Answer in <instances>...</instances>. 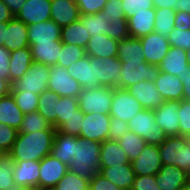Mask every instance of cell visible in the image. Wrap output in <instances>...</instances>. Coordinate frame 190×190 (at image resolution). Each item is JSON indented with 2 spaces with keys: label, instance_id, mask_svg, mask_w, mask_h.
Wrapping results in <instances>:
<instances>
[{
  "label": "cell",
  "instance_id": "cell-1",
  "mask_svg": "<svg viewBox=\"0 0 190 190\" xmlns=\"http://www.w3.org/2000/svg\"><path fill=\"white\" fill-rule=\"evenodd\" d=\"M79 21L86 28L91 38L107 35L120 41L130 37L121 0H108L102 11L92 15H80Z\"/></svg>",
  "mask_w": 190,
  "mask_h": 190
},
{
  "label": "cell",
  "instance_id": "cell-2",
  "mask_svg": "<svg viewBox=\"0 0 190 190\" xmlns=\"http://www.w3.org/2000/svg\"><path fill=\"white\" fill-rule=\"evenodd\" d=\"M56 130L38 132H18L16 140L9 152L16 161H41L49 155L53 146Z\"/></svg>",
  "mask_w": 190,
  "mask_h": 190
},
{
  "label": "cell",
  "instance_id": "cell-3",
  "mask_svg": "<svg viewBox=\"0 0 190 190\" xmlns=\"http://www.w3.org/2000/svg\"><path fill=\"white\" fill-rule=\"evenodd\" d=\"M101 143L78 137L75 144L74 159L69 164V170L90 180L99 173Z\"/></svg>",
  "mask_w": 190,
  "mask_h": 190
},
{
  "label": "cell",
  "instance_id": "cell-4",
  "mask_svg": "<svg viewBox=\"0 0 190 190\" xmlns=\"http://www.w3.org/2000/svg\"><path fill=\"white\" fill-rule=\"evenodd\" d=\"M162 165H173L190 172V138L167 136L159 145Z\"/></svg>",
  "mask_w": 190,
  "mask_h": 190
},
{
  "label": "cell",
  "instance_id": "cell-5",
  "mask_svg": "<svg viewBox=\"0 0 190 190\" xmlns=\"http://www.w3.org/2000/svg\"><path fill=\"white\" fill-rule=\"evenodd\" d=\"M131 132L142 137L147 144L160 145L167 135L156 123L153 110L143 109L127 122Z\"/></svg>",
  "mask_w": 190,
  "mask_h": 190
},
{
  "label": "cell",
  "instance_id": "cell-6",
  "mask_svg": "<svg viewBox=\"0 0 190 190\" xmlns=\"http://www.w3.org/2000/svg\"><path fill=\"white\" fill-rule=\"evenodd\" d=\"M113 99L112 87L85 88L78 96L80 110L84 113L110 114Z\"/></svg>",
  "mask_w": 190,
  "mask_h": 190
},
{
  "label": "cell",
  "instance_id": "cell-7",
  "mask_svg": "<svg viewBox=\"0 0 190 190\" xmlns=\"http://www.w3.org/2000/svg\"><path fill=\"white\" fill-rule=\"evenodd\" d=\"M49 78V66L33 61L25 74L11 84V91H27L40 95L48 89Z\"/></svg>",
  "mask_w": 190,
  "mask_h": 190
},
{
  "label": "cell",
  "instance_id": "cell-8",
  "mask_svg": "<svg viewBox=\"0 0 190 190\" xmlns=\"http://www.w3.org/2000/svg\"><path fill=\"white\" fill-rule=\"evenodd\" d=\"M50 78L48 80V90L56 92L60 97L78 98L83 88L75 80L65 67L51 65Z\"/></svg>",
  "mask_w": 190,
  "mask_h": 190
},
{
  "label": "cell",
  "instance_id": "cell-9",
  "mask_svg": "<svg viewBox=\"0 0 190 190\" xmlns=\"http://www.w3.org/2000/svg\"><path fill=\"white\" fill-rule=\"evenodd\" d=\"M90 62L94 64L95 80H99L101 86L120 88L122 64L118 57L90 56Z\"/></svg>",
  "mask_w": 190,
  "mask_h": 190
},
{
  "label": "cell",
  "instance_id": "cell-10",
  "mask_svg": "<svg viewBox=\"0 0 190 190\" xmlns=\"http://www.w3.org/2000/svg\"><path fill=\"white\" fill-rule=\"evenodd\" d=\"M122 74L120 88L127 89L141 81H154L160 72L159 66L148 64L145 61L121 63Z\"/></svg>",
  "mask_w": 190,
  "mask_h": 190
},
{
  "label": "cell",
  "instance_id": "cell-11",
  "mask_svg": "<svg viewBox=\"0 0 190 190\" xmlns=\"http://www.w3.org/2000/svg\"><path fill=\"white\" fill-rule=\"evenodd\" d=\"M143 106L133 97L127 89L113 88V99L111 103L110 116L129 122Z\"/></svg>",
  "mask_w": 190,
  "mask_h": 190
},
{
  "label": "cell",
  "instance_id": "cell-12",
  "mask_svg": "<svg viewBox=\"0 0 190 190\" xmlns=\"http://www.w3.org/2000/svg\"><path fill=\"white\" fill-rule=\"evenodd\" d=\"M110 120L109 114L93 112L84 114L79 137L102 143L108 139Z\"/></svg>",
  "mask_w": 190,
  "mask_h": 190
},
{
  "label": "cell",
  "instance_id": "cell-13",
  "mask_svg": "<svg viewBox=\"0 0 190 190\" xmlns=\"http://www.w3.org/2000/svg\"><path fill=\"white\" fill-rule=\"evenodd\" d=\"M179 106V100H168L157 109L153 110L156 123L167 136L180 135V123L178 116Z\"/></svg>",
  "mask_w": 190,
  "mask_h": 190
},
{
  "label": "cell",
  "instance_id": "cell-14",
  "mask_svg": "<svg viewBox=\"0 0 190 190\" xmlns=\"http://www.w3.org/2000/svg\"><path fill=\"white\" fill-rule=\"evenodd\" d=\"M69 171V166L54 158L51 154L40 161L38 189L53 188Z\"/></svg>",
  "mask_w": 190,
  "mask_h": 190
},
{
  "label": "cell",
  "instance_id": "cell-15",
  "mask_svg": "<svg viewBox=\"0 0 190 190\" xmlns=\"http://www.w3.org/2000/svg\"><path fill=\"white\" fill-rule=\"evenodd\" d=\"M144 49L143 59L146 63L158 66L170 48L166 36L152 32L139 38Z\"/></svg>",
  "mask_w": 190,
  "mask_h": 190
},
{
  "label": "cell",
  "instance_id": "cell-16",
  "mask_svg": "<svg viewBox=\"0 0 190 190\" xmlns=\"http://www.w3.org/2000/svg\"><path fill=\"white\" fill-rule=\"evenodd\" d=\"M130 163L136 176L156 175L162 167L159 146L147 144Z\"/></svg>",
  "mask_w": 190,
  "mask_h": 190
},
{
  "label": "cell",
  "instance_id": "cell-17",
  "mask_svg": "<svg viewBox=\"0 0 190 190\" xmlns=\"http://www.w3.org/2000/svg\"><path fill=\"white\" fill-rule=\"evenodd\" d=\"M27 26L51 20V0H26L14 16Z\"/></svg>",
  "mask_w": 190,
  "mask_h": 190
},
{
  "label": "cell",
  "instance_id": "cell-18",
  "mask_svg": "<svg viewBox=\"0 0 190 190\" xmlns=\"http://www.w3.org/2000/svg\"><path fill=\"white\" fill-rule=\"evenodd\" d=\"M127 91L147 110H155L165 102L152 81L135 83Z\"/></svg>",
  "mask_w": 190,
  "mask_h": 190
},
{
  "label": "cell",
  "instance_id": "cell-19",
  "mask_svg": "<svg viewBox=\"0 0 190 190\" xmlns=\"http://www.w3.org/2000/svg\"><path fill=\"white\" fill-rule=\"evenodd\" d=\"M3 46L10 52L29 47L27 25L15 17L12 18L4 30Z\"/></svg>",
  "mask_w": 190,
  "mask_h": 190
},
{
  "label": "cell",
  "instance_id": "cell-20",
  "mask_svg": "<svg viewBox=\"0 0 190 190\" xmlns=\"http://www.w3.org/2000/svg\"><path fill=\"white\" fill-rule=\"evenodd\" d=\"M40 161H16L13 179L17 184L29 190H37L39 182Z\"/></svg>",
  "mask_w": 190,
  "mask_h": 190
},
{
  "label": "cell",
  "instance_id": "cell-21",
  "mask_svg": "<svg viewBox=\"0 0 190 190\" xmlns=\"http://www.w3.org/2000/svg\"><path fill=\"white\" fill-rule=\"evenodd\" d=\"M27 29L29 45L61 41V27L53 20L28 25Z\"/></svg>",
  "mask_w": 190,
  "mask_h": 190
},
{
  "label": "cell",
  "instance_id": "cell-22",
  "mask_svg": "<svg viewBox=\"0 0 190 190\" xmlns=\"http://www.w3.org/2000/svg\"><path fill=\"white\" fill-rule=\"evenodd\" d=\"M67 71L83 89L101 87L99 80H95L94 64L90 62L89 55L73 63L67 68Z\"/></svg>",
  "mask_w": 190,
  "mask_h": 190
},
{
  "label": "cell",
  "instance_id": "cell-23",
  "mask_svg": "<svg viewBox=\"0 0 190 190\" xmlns=\"http://www.w3.org/2000/svg\"><path fill=\"white\" fill-rule=\"evenodd\" d=\"M158 66L161 72L176 75L181 80L187 72L188 55L184 49L170 46L167 55Z\"/></svg>",
  "mask_w": 190,
  "mask_h": 190
},
{
  "label": "cell",
  "instance_id": "cell-24",
  "mask_svg": "<svg viewBox=\"0 0 190 190\" xmlns=\"http://www.w3.org/2000/svg\"><path fill=\"white\" fill-rule=\"evenodd\" d=\"M99 173L122 190H131L136 177L131 163L114 167H100Z\"/></svg>",
  "mask_w": 190,
  "mask_h": 190
},
{
  "label": "cell",
  "instance_id": "cell-25",
  "mask_svg": "<svg viewBox=\"0 0 190 190\" xmlns=\"http://www.w3.org/2000/svg\"><path fill=\"white\" fill-rule=\"evenodd\" d=\"M155 176L160 190H180L187 185V172L173 165H162Z\"/></svg>",
  "mask_w": 190,
  "mask_h": 190
},
{
  "label": "cell",
  "instance_id": "cell-26",
  "mask_svg": "<svg viewBox=\"0 0 190 190\" xmlns=\"http://www.w3.org/2000/svg\"><path fill=\"white\" fill-rule=\"evenodd\" d=\"M153 82L165 101L183 100V83L176 75L160 71Z\"/></svg>",
  "mask_w": 190,
  "mask_h": 190
},
{
  "label": "cell",
  "instance_id": "cell-27",
  "mask_svg": "<svg viewBox=\"0 0 190 190\" xmlns=\"http://www.w3.org/2000/svg\"><path fill=\"white\" fill-rule=\"evenodd\" d=\"M155 16V9H148L128 18L130 37L140 38L154 32Z\"/></svg>",
  "mask_w": 190,
  "mask_h": 190
},
{
  "label": "cell",
  "instance_id": "cell-28",
  "mask_svg": "<svg viewBox=\"0 0 190 190\" xmlns=\"http://www.w3.org/2000/svg\"><path fill=\"white\" fill-rule=\"evenodd\" d=\"M77 141V136L66 135L56 130L50 154L54 158L60 160L61 162L69 166L71 160L74 159L75 144Z\"/></svg>",
  "mask_w": 190,
  "mask_h": 190
},
{
  "label": "cell",
  "instance_id": "cell-29",
  "mask_svg": "<svg viewBox=\"0 0 190 190\" xmlns=\"http://www.w3.org/2000/svg\"><path fill=\"white\" fill-rule=\"evenodd\" d=\"M80 11L76 3L67 0H51V20L63 27L79 20Z\"/></svg>",
  "mask_w": 190,
  "mask_h": 190
},
{
  "label": "cell",
  "instance_id": "cell-30",
  "mask_svg": "<svg viewBox=\"0 0 190 190\" xmlns=\"http://www.w3.org/2000/svg\"><path fill=\"white\" fill-rule=\"evenodd\" d=\"M129 163L127 154L119 145L118 141L107 139L101 143L100 167H114Z\"/></svg>",
  "mask_w": 190,
  "mask_h": 190
},
{
  "label": "cell",
  "instance_id": "cell-31",
  "mask_svg": "<svg viewBox=\"0 0 190 190\" xmlns=\"http://www.w3.org/2000/svg\"><path fill=\"white\" fill-rule=\"evenodd\" d=\"M32 60L47 66L56 65L60 57L62 42L38 43L29 45Z\"/></svg>",
  "mask_w": 190,
  "mask_h": 190
},
{
  "label": "cell",
  "instance_id": "cell-32",
  "mask_svg": "<svg viewBox=\"0 0 190 190\" xmlns=\"http://www.w3.org/2000/svg\"><path fill=\"white\" fill-rule=\"evenodd\" d=\"M118 41L108 37L107 35H99L89 39L86 46V55L97 58L117 57Z\"/></svg>",
  "mask_w": 190,
  "mask_h": 190
},
{
  "label": "cell",
  "instance_id": "cell-33",
  "mask_svg": "<svg viewBox=\"0 0 190 190\" xmlns=\"http://www.w3.org/2000/svg\"><path fill=\"white\" fill-rule=\"evenodd\" d=\"M117 51V57L120 59L121 63H143L145 61L143 59L144 49L139 38L128 37L121 39L118 41Z\"/></svg>",
  "mask_w": 190,
  "mask_h": 190
},
{
  "label": "cell",
  "instance_id": "cell-34",
  "mask_svg": "<svg viewBox=\"0 0 190 190\" xmlns=\"http://www.w3.org/2000/svg\"><path fill=\"white\" fill-rule=\"evenodd\" d=\"M24 113L19 109L11 94L0 98V123L20 129Z\"/></svg>",
  "mask_w": 190,
  "mask_h": 190
},
{
  "label": "cell",
  "instance_id": "cell-35",
  "mask_svg": "<svg viewBox=\"0 0 190 190\" xmlns=\"http://www.w3.org/2000/svg\"><path fill=\"white\" fill-rule=\"evenodd\" d=\"M32 62V54L29 47L12 51L9 63L10 84L21 78Z\"/></svg>",
  "mask_w": 190,
  "mask_h": 190
},
{
  "label": "cell",
  "instance_id": "cell-36",
  "mask_svg": "<svg viewBox=\"0 0 190 190\" xmlns=\"http://www.w3.org/2000/svg\"><path fill=\"white\" fill-rule=\"evenodd\" d=\"M90 35L79 20L61 27V42L73 44L86 49Z\"/></svg>",
  "mask_w": 190,
  "mask_h": 190
},
{
  "label": "cell",
  "instance_id": "cell-37",
  "mask_svg": "<svg viewBox=\"0 0 190 190\" xmlns=\"http://www.w3.org/2000/svg\"><path fill=\"white\" fill-rule=\"evenodd\" d=\"M59 95L50 90H45L39 95L38 112L57 130V100Z\"/></svg>",
  "mask_w": 190,
  "mask_h": 190
},
{
  "label": "cell",
  "instance_id": "cell-38",
  "mask_svg": "<svg viewBox=\"0 0 190 190\" xmlns=\"http://www.w3.org/2000/svg\"><path fill=\"white\" fill-rule=\"evenodd\" d=\"M84 117L77 98L59 97L57 100V129L68 119Z\"/></svg>",
  "mask_w": 190,
  "mask_h": 190
},
{
  "label": "cell",
  "instance_id": "cell-39",
  "mask_svg": "<svg viewBox=\"0 0 190 190\" xmlns=\"http://www.w3.org/2000/svg\"><path fill=\"white\" fill-rule=\"evenodd\" d=\"M118 143L127 154L130 162L135 160L147 145V142L142 137L131 131L123 135Z\"/></svg>",
  "mask_w": 190,
  "mask_h": 190
},
{
  "label": "cell",
  "instance_id": "cell-40",
  "mask_svg": "<svg viewBox=\"0 0 190 190\" xmlns=\"http://www.w3.org/2000/svg\"><path fill=\"white\" fill-rule=\"evenodd\" d=\"M154 32L168 37L174 29L176 11L170 8L155 9Z\"/></svg>",
  "mask_w": 190,
  "mask_h": 190
},
{
  "label": "cell",
  "instance_id": "cell-41",
  "mask_svg": "<svg viewBox=\"0 0 190 190\" xmlns=\"http://www.w3.org/2000/svg\"><path fill=\"white\" fill-rule=\"evenodd\" d=\"M41 130L56 129L38 111L24 114L23 121L18 132L32 133Z\"/></svg>",
  "mask_w": 190,
  "mask_h": 190
},
{
  "label": "cell",
  "instance_id": "cell-42",
  "mask_svg": "<svg viewBox=\"0 0 190 190\" xmlns=\"http://www.w3.org/2000/svg\"><path fill=\"white\" fill-rule=\"evenodd\" d=\"M89 185L90 180L69 170L51 190H89Z\"/></svg>",
  "mask_w": 190,
  "mask_h": 190
},
{
  "label": "cell",
  "instance_id": "cell-43",
  "mask_svg": "<svg viewBox=\"0 0 190 190\" xmlns=\"http://www.w3.org/2000/svg\"><path fill=\"white\" fill-rule=\"evenodd\" d=\"M14 168L15 160L10 153H5L0 157V190H8L16 184L13 179Z\"/></svg>",
  "mask_w": 190,
  "mask_h": 190
},
{
  "label": "cell",
  "instance_id": "cell-44",
  "mask_svg": "<svg viewBox=\"0 0 190 190\" xmlns=\"http://www.w3.org/2000/svg\"><path fill=\"white\" fill-rule=\"evenodd\" d=\"M86 56V50L80 46L62 43V49L57 65L70 67L73 63Z\"/></svg>",
  "mask_w": 190,
  "mask_h": 190
},
{
  "label": "cell",
  "instance_id": "cell-45",
  "mask_svg": "<svg viewBox=\"0 0 190 190\" xmlns=\"http://www.w3.org/2000/svg\"><path fill=\"white\" fill-rule=\"evenodd\" d=\"M10 94L13 96L15 103L24 114L38 110V94L27 91H11Z\"/></svg>",
  "mask_w": 190,
  "mask_h": 190
},
{
  "label": "cell",
  "instance_id": "cell-46",
  "mask_svg": "<svg viewBox=\"0 0 190 190\" xmlns=\"http://www.w3.org/2000/svg\"><path fill=\"white\" fill-rule=\"evenodd\" d=\"M121 2L126 19L132 17L137 12L155 9L152 0H121Z\"/></svg>",
  "mask_w": 190,
  "mask_h": 190
},
{
  "label": "cell",
  "instance_id": "cell-47",
  "mask_svg": "<svg viewBox=\"0 0 190 190\" xmlns=\"http://www.w3.org/2000/svg\"><path fill=\"white\" fill-rule=\"evenodd\" d=\"M17 134L18 130L15 128L4 123H0V148L6 153H9L16 140Z\"/></svg>",
  "mask_w": 190,
  "mask_h": 190
},
{
  "label": "cell",
  "instance_id": "cell-48",
  "mask_svg": "<svg viewBox=\"0 0 190 190\" xmlns=\"http://www.w3.org/2000/svg\"><path fill=\"white\" fill-rule=\"evenodd\" d=\"M180 136L190 138V101L181 100L178 109Z\"/></svg>",
  "mask_w": 190,
  "mask_h": 190
},
{
  "label": "cell",
  "instance_id": "cell-49",
  "mask_svg": "<svg viewBox=\"0 0 190 190\" xmlns=\"http://www.w3.org/2000/svg\"><path fill=\"white\" fill-rule=\"evenodd\" d=\"M167 39L170 46L184 49L185 51L190 49V30L182 31L174 28Z\"/></svg>",
  "mask_w": 190,
  "mask_h": 190
},
{
  "label": "cell",
  "instance_id": "cell-50",
  "mask_svg": "<svg viewBox=\"0 0 190 190\" xmlns=\"http://www.w3.org/2000/svg\"><path fill=\"white\" fill-rule=\"evenodd\" d=\"M127 122L117 117H111L108 139L119 141L123 135L129 132Z\"/></svg>",
  "mask_w": 190,
  "mask_h": 190
},
{
  "label": "cell",
  "instance_id": "cell-51",
  "mask_svg": "<svg viewBox=\"0 0 190 190\" xmlns=\"http://www.w3.org/2000/svg\"><path fill=\"white\" fill-rule=\"evenodd\" d=\"M108 0H77L76 5L79 8L80 15L96 14L103 10Z\"/></svg>",
  "mask_w": 190,
  "mask_h": 190
},
{
  "label": "cell",
  "instance_id": "cell-52",
  "mask_svg": "<svg viewBox=\"0 0 190 190\" xmlns=\"http://www.w3.org/2000/svg\"><path fill=\"white\" fill-rule=\"evenodd\" d=\"M131 190H160L155 175L136 176Z\"/></svg>",
  "mask_w": 190,
  "mask_h": 190
},
{
  "label": "cell",
  "instance_id": "cell-53",
  "mask_svg": "<svg viewBox=\"0 0 190 190\" xmlns=\"http://www.w3.org/2000/svg\"><path fill=\"white\" fill-rule=\"evenodd\" d=\"M89 190H122L106 179L102 174L96 173L90 179Z\"/></svg>",
  "mask_w": 190,
  "mask_h": 190
},
{
  "label": "cell",
  "instance_id": "cell-54",
  "mask_svg": "<svg viewBox=\"0 0 190 190\" xmlns=\"http://www.w3.org/2000/svg\"><path fill=\"white\" fill-rule=\"evenodd\" d=\"M83 119L84 117L68 119L57 130L66 135L79 137Z\"/></svg>",
  "mask_w": 190,
  "mask_h": 190
},
{
  "label": "cell",
  "instance_id": "cell-55",
  "mask_svg": "<svg viewBox=\"0 0 190 190\" xmlns=\"http://www.w3.org/2000/svg\"><path fill=\"white\" fill-rule=\"evenodd\" d=\"M10 51L4 46H0V79L7 80L10 83L9 63Z\"/></svg>",
  "mask_w": 190,
  "mask_h": 190
},
{
  "label": "cell",
  "instance_id": "cell-56",
  "mask_svg": "<svg viewBox=\"0 0 190 190\" xmlns=\"http://www.w3.org/2000/svg\"><path fill=\"white\" fill-rule=\"evenodd\" d=\"M174 28L179 30H190V14L182 11H177L175 15Z\"/></svg>",
  "mask_w": 190,
  "mask_h": 190
},
{
  "label": "cell",
  "instance_id": "cell-57",
  "mask_svg": "<svg viewBox=\"0 0 190 190\" xmlns=\"http://www.w3.org/2000/svg\"><path fill=\"white\" fill-rule=\"evenodd\" d=\"M183 100L190 101V66H187V72L182 76Z\"/></svg>",
  "mask_w": 190,
  "mask_h": 190
},
{
  "label": "cell",
  "instance_id": "cell-58",
  "mask_svg": "<svg viewBox=\"0 0 190 190\" xmlns=\"http://www.w3.org/2000/svg\"><path fill=\"white\" fill-rule=\"evenodd\" d=\"M155 9L170 8L177 12L178 0H152Z\"/></svg>",
  "mask_w": 190,
  "mask_h": 190
},
{
  "label": "cell",
  "instance_id": "cell-59",
  "mask_svg": "<svg viewBox=\"0 0 190 190\" xmlns=\"http://www.w3.org/2000/svg\"><path fill=\"white\" fill-rule=\"evenodd\" d=\"M15 16L22 8L26 0H2Z\"/></svg>",
  "mask_w": 190,
  "mask_h": 190
},
{
  "label": "cell",
  "instance_id": "cell-60",
  "mask_svg": "<svg viewBox=\"0 0 190 190\" xmlns=\"http://www.w3.org/2000/svg\"><path fill=\"white\" fill-rule=\"evenodd\" d=\"M12 18H14V15L10 12L6 4L0 0V23L9 22Z\"/></svg>",
  "mask_w": 190,
  "mask_h": 190
},
{
  "label": "cell",
  "instance_id": "cell-61",
  "mask_svg": "<svg viewBox=\"0 0 190 190\" xmlns=\"http://www.w3.org/2000/svg\"><path fill=\"white\" fill-rule=\"evenodd\" d=\"M11 93V84L7 80L0 79V98Z\"/></svg>",
  "mask_w": 190,
  "mask_h": 190
},
{
  "label": "cell",
  "instance_id": "cell-62",
  "mask_svg": "<svg viewBox=\"0 0 190 190\" xmlns=\"http://www.w3.org/2000/svg\"><path fill=\"white\" fill-rule=\"evenodd\" d=\"M177 11H182L190 14V0H178Z\"/></svg>",
  "mask_w": 190,
  "mask_h": 190
},
{
  "label": "cell",
  "instance_id": "cell-63",
  "mask_svg": "<svg viewBox=\"0 0 190 190\" xmlns=\"http://www.w3.org/2000/svg\"><path fill=\"white\" fill-rule=\"evenodd\" d=\"M7 27H8V22H1L0 23V46H3L4 30H6Z\"/></svg>",
  "mask_w": 190,
  "mask_h": 190
},
{
  "label": "cell",
  "instance_id": "cell-64",
  "mask_svg": "<svg viewBox=\"0 0 190 190\" xmlns=\"http://www.w3.org/2000/svg\"><path fill=\"white\" fill-rule=\"evenodd\" d=\"M8 190H29V189L25 188V187H24L23 185H21V184H17V183H16L15 185L9 187Z\"/></svg>",
  "mask_w": 190,
  "mask_h": 190
},
{
  "label": "cell",
  "instance_id": "cell-65",
  "mask_svg": "<svg viewBox=\"0 0 190 190\" xmlns=\"http://www.w3.org/2000/svg\"><path fill=\"white\" fill-rule=\"evenodd\" d=\"M187 185L190 187V172H187Z\"/></svg>",
  "mask_w": 190,
  "mask_h": 190
},
{
  "label": "cell",
  "instance_id": "cell-66",
  "mask_svg": "<svg viewBox=\"0 0 190 190\" xmlns=\"http://www.w3.org/2000/svg\"><path fill=\"white\" fill-rule=\"evenodd\" d=\"M186 54L188 55V65L190 66V49L186 51Z\"/></svg>",
  "mask_w": 190,
  "mask_h": 190
},
{
  "label": "cell",
  "instance_id": "cell-67",
  "mask_svg": "<svg viewBox=\"0 0 190 190\" xmlns=\"http://www.w3.org/2000/svg\"><path fill=\"white\" fill-rule=\"evenodd\" d=\"M180 190H190V187L188 185L182 186Z\"/></svg>",
  "mask_w": 190,
  "mask_h": 190
},
{
  "label": "cell",
  "instance_id": "cell-68",
  "mask_svg": "<svg viewBox=\"0 0 190 190\" xmlns=\"http://www.w3.org/2000/svg\"><path fill=\"white\" fill-rule=\"evenodd\" d=\"M6 152L0 148V157L4 155Z\"/></svg>",
  "mask_w": 190,
  "mask_h": 190
},
{
  "label": "cell",
  "instance_id": "cell-69",
  "mask_svg": "<svg viewBox=\"0 0 190 190\" xmlns=\"http://www.w3.org/2000/svg\"><path fill=\"white\" fill-rule=\"evenodd\" d=\"M67 1H69L71 3H76L77 2V0H67Z\"/></svg>",
  "mask_w": 190,
  "mask_h": 190
},
{
  "label": "cell",
  "instance_id": "cell-70",
  "mask_svg": "<svg viewBox=\"0 0 190 190\" xmlns=\"http://www.w3.org/2000/svg\"><path fill=\"white\" fill-rule=\"evenodd\" d=\"M37 190H51V188H42V189H37Z\"/></svg>",
  "mask_w": 190,
  "mask_h": 190
}]
</instances>
